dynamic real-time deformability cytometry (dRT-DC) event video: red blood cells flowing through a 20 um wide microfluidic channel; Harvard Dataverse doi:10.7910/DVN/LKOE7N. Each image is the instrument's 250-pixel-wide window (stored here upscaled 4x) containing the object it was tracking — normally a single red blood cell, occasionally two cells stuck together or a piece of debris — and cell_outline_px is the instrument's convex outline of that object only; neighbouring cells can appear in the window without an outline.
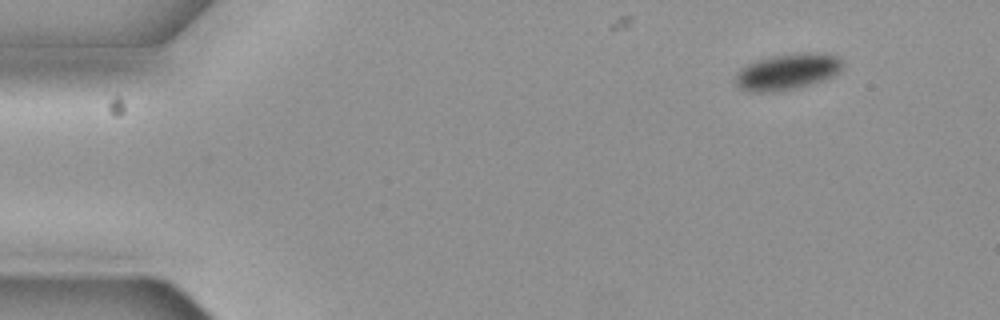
{"species": "common noctule bat (a hibernating species)", "species_latin": "Nyctalus noctula", "temperature_condition": "cold", "stored_images_in_passage": 14, "camera_frame_rate_fps": 3000, "um_per_image_px": 0.085, "animal": {"sex": "female", "body_mass_g": 19.3, "forearm_length_mm": 54.1}, "frame": {"image": 1, "passage_image": 1, "time_ms": 0.0, "image_size_px": [1000, 320], "cell_outline_px": [[844, 68], [840, 72], [824, 80], [796, 88], [776, 92], [748, 92], [740, 88], [732, 80], [736, 72], [740, 68], [756, 60], [772, 56], [792, 52], [824, 52], [836, 56], [844, 64]], "centroid_in_image_um": [66.91, 6.08], "position_along_channel_um": 18.1, "area_um2": 23.18}}
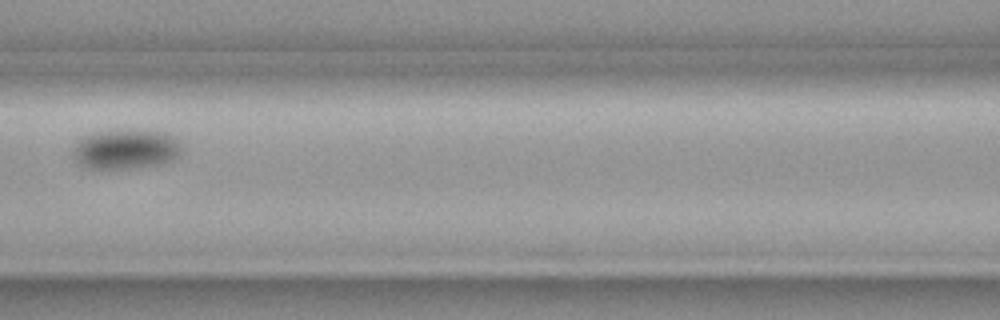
{"frame": {"image": 2, "passage_image": 6, "time_ms": 1.667, "image_size_px": [1000, 320], "cell_outline_px": [[184, 148], [172, 160], [160, 164], [128, 168], [84, 168], [76, 164], [72, 160], [72, 148], [76, 140], [92, 132], [116, 128], [136, 128], [164, 132], [176, 136], [180, 140]], "centroid_in_image_um": [10.65, 12.63], "position_along_channel_um": 156.0, "area_um2": 26.47}}
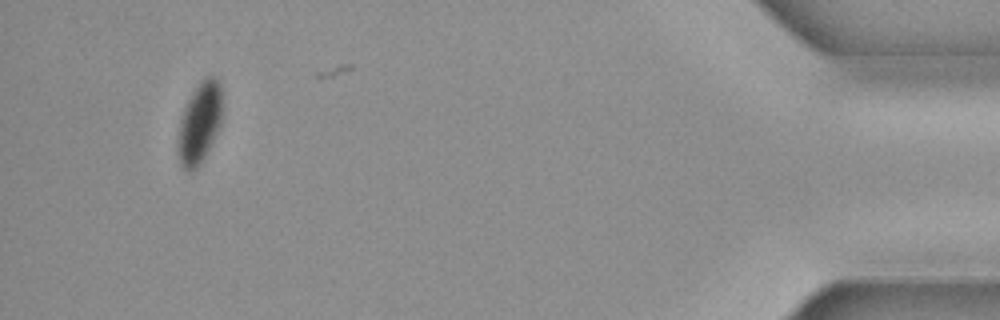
{"frame": {"image": 3, "passage_image": 14, "time_ms": 4.333, "image_size_px": [1000, 320], "cell_outline_px": [[224, 112], [220, 124], [208, 152], [200, 164], [192, 172], [188, 172], [180, 164], [180, 120], [184, 108], [192, 92], [200, 80], [204, 76], [216, 76], [220, 80], [224, 96]], "centroid_in_image_um": [17.06, 10.34], "position_along_channel_um": 418.1, "area_um2": 21.21}}